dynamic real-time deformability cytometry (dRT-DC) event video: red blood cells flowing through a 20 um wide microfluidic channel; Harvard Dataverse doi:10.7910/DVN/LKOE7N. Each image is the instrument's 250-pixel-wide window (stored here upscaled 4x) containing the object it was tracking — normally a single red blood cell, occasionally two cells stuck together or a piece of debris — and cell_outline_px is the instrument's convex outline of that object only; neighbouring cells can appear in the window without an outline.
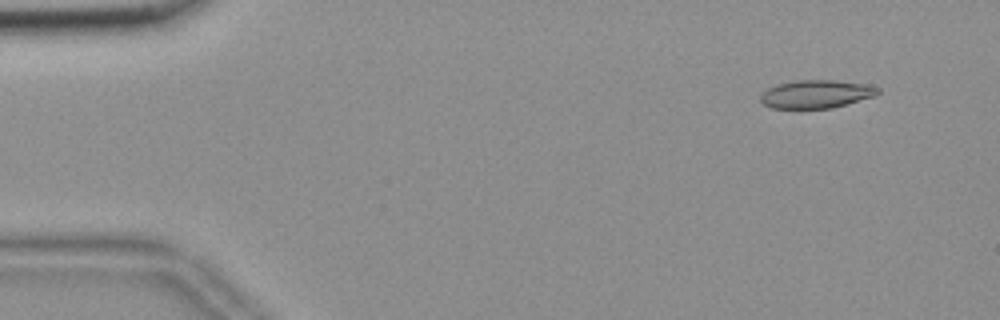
{"species": "common noctule bat (a hibernating species)", "species_latin": "Nyctalus noctula", "temperature_condition": "room temperature", "stored_images_in_passage": 54, "camera_frame_rate_fps": 3000, "um_per_image_px": 0.085, "animal": {"sex": "female", "body_mass_g": 18.4}, "frame": {"image": 1, "passage_image": 5, "time_ms": 1.333, "image_size_px": [1000, 320], "cell_outline_px": [[880, 92], [876, 96], [832, 108], [772, 108], [764, 104], [760, 100], [760, 96], [768, 88], [776, 84], [792, 80], [836, 80], [872, 84], [880, 88]], "centroid_in_image_um": [69.43, 7.98], "position_along_channel_um": 15.6, "area_um2": 19.54}}
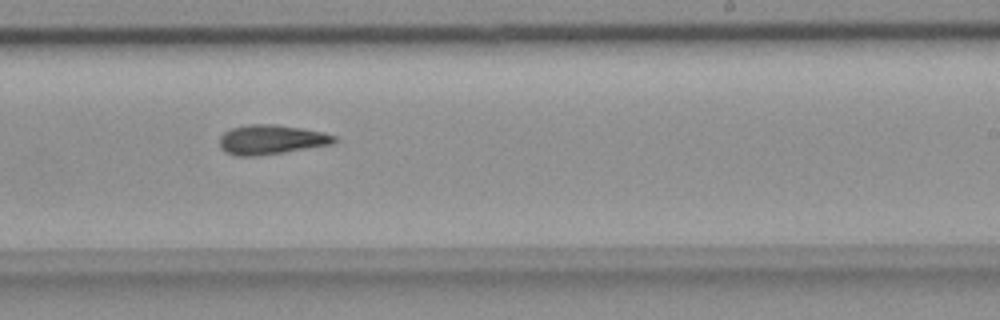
{"frame": {"image": 2, "passage_image": 34, "time_ms": 11.0, "image_size_px": [1000, 320], "cell_outline_px": [[336, 144], [284, 152], [256, 156], [236, 156], [220, 148], [220, 136], [224, 132], [232, 128], [248, 124], [276, 124], [324, 132], [336, 136]], "centroid_in_image_um": [23.08, 11.86], "position_along_channel_um": 265.9, "area_um2": 19.83}}
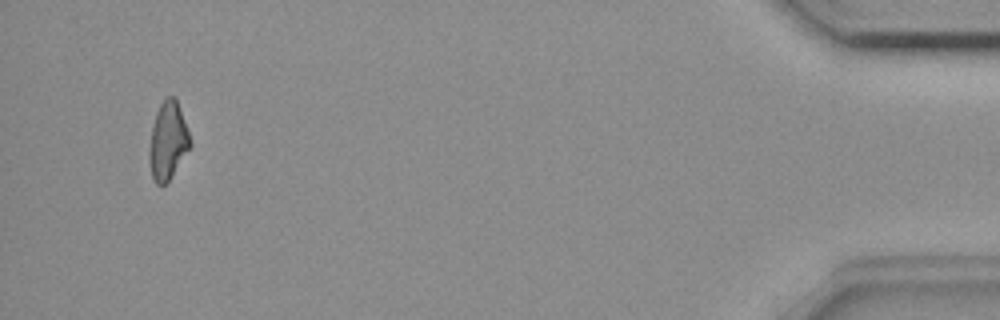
{"frame": {"image": 3, "passage_image": 53, "time_ms": 17.333, "image_size_px": [1000, 320], "cell_outline_px": [[192, 144], [172, 176], [164, 184], [156, 184], [152, 180], [148, 160], [148, 156], [152, 128], [156, 112], [164, 96], [176, 96], [192, 140]], "centroid_in_image_um": [14.27, 11.95], "position_along_channel_um": 420.9, "area_um2": 18.79}}